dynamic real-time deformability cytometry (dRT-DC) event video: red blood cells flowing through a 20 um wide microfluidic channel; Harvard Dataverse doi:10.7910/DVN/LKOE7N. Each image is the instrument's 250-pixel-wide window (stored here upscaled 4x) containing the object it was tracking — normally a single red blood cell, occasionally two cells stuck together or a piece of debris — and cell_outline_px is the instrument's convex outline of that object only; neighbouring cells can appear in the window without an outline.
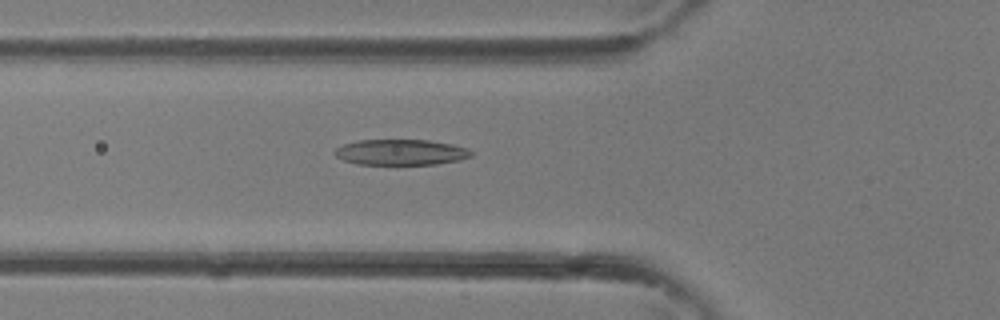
{"species": "common noctule bat (a hibernating species)", "species_latin": "Nyctalus noctula", "temperature_condition": "room temperature", "stored_images_in_passage": 23, "camera_frame_rate_fps": 3000, "um_per_image_px": 0.085, "animal": {"sex": "female"}, "frame": {"image": 1, "passage_image": 4, "time_ms": 1.0, "image_size_px": [1000, 320], "cell_outline_px": [[472, 156], [460, 160], [436, 164], [356, 164], [344, 160], [336, 156], [332, 152], [336, 148], [344, 144], [356, 140], [428, 140], [452, 144], [468, 148], [472, 152]], "centroid_in_image_um": [34.07, 12.93], "position_along_channel_um": 91.7, "area_um2": 20.46}}
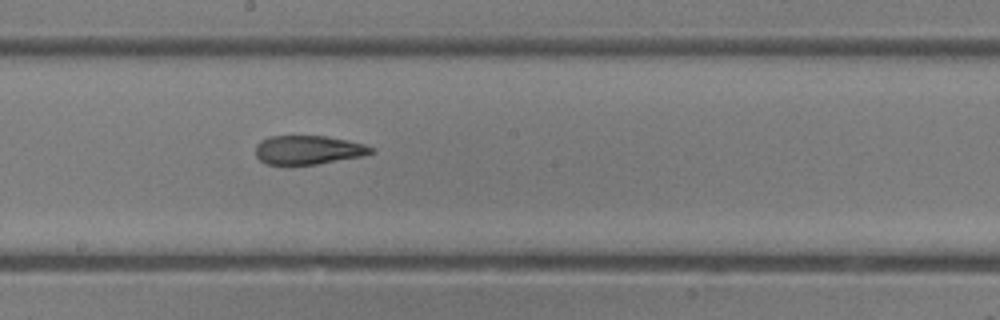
{"frame": {"image": 2, "passage_image": 11, "time_ms": 3.333, "image_size_px": [1000, 320], "cell_outline_px": [[376, 152], [364, 156], [316, 164], [264, 164], [256, 156], [256, 144], [260, 140], [268, 136], [328, 136], [348, 140], [364, 144], [376, 148]], "centroid_in_image_um": [26.23, 12.73], "position_along_channel_um": 222.0, "area_um2": 19.65}}
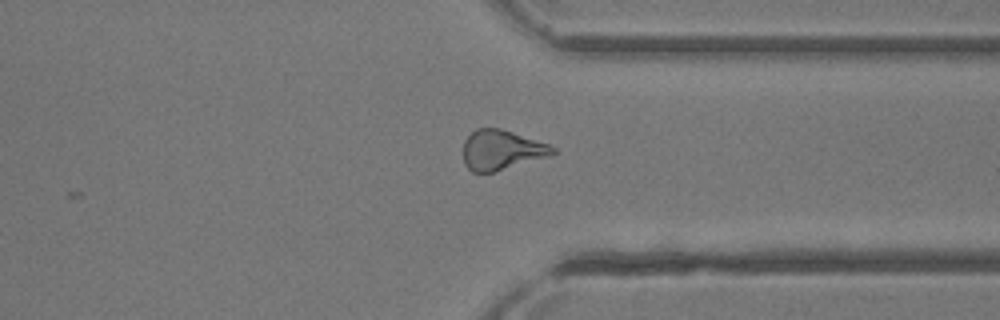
{"frame": {"image": 3, "passage_image": 19, "time_ms": 6.0, "image_size_px": [1000, 320], "cell_outline_px": [[556, 152], [544, 156], [492, 172], [472, 172], [464, 164], [464, 140], [476, 128], [500, 128], [548, 144], [556, 148]], "centroid_in_image_um": [42.56, 12.73], "position_along_channel_um": 368.8, "area_um2": 20.11}}